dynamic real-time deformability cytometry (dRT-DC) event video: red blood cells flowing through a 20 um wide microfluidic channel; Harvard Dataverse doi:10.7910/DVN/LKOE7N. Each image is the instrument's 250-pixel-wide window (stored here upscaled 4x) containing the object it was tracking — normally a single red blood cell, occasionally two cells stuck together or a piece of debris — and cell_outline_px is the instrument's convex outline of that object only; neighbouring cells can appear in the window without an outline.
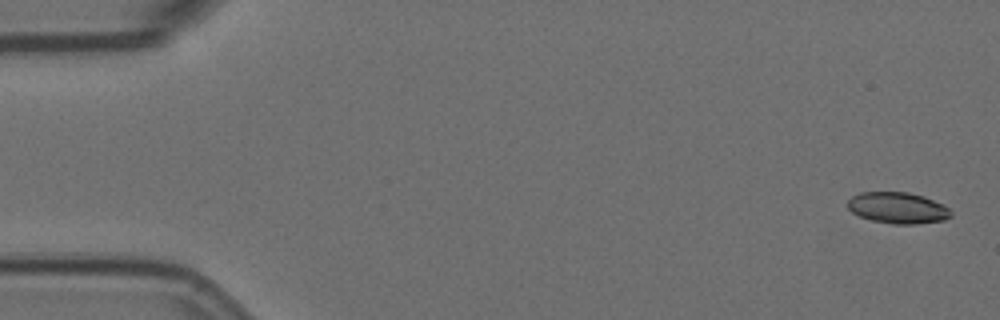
{"species": "Egyptian fruit bat (a non-hibernating species)", "species_latin": "Rousettus aegyptiacus", "temperature_condition": "room temperature", "stored_images_in_passage": 15, "camera_frame_rate_fps": 3000, "um_per_image_px": 0.085, "animal": {"sex": "female"}, "frame": {"image": 1, "passage_image": 1, "time_ms": 0.0, "image_size_px": [1000, 320], "cell_outline_px": [[952, 216], [944, 220], [916, 224], [892, 224], [872, 220], [860, 216], [852, 212], [848, 208], [848, 200], [852, 196], [860, 192], [908, 192], [924, 196], [948, 208], [952, 212]], "centroid_in_image_um": [76.3, 17.67], "position_along_channel_um": 8.7, "area_um2": 18.73}}
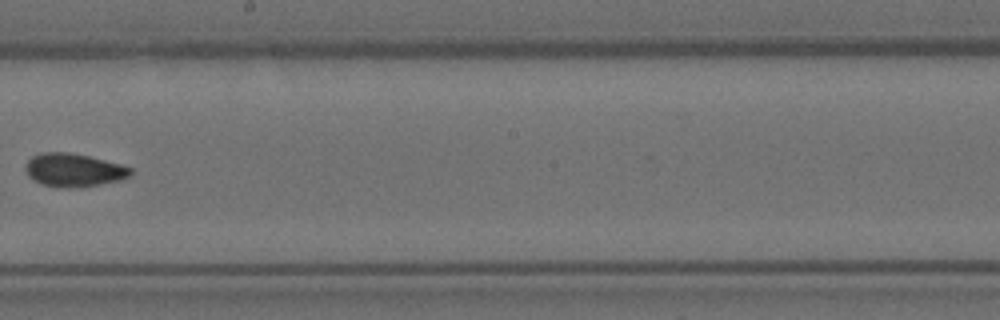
{"frame": {"image": 2, "passage_image": 9, "time_ms": 2.667, "image_size_px": [1000, 320], "cell_outline_px": [[132, 172], [128, 176], [120, 180], [100, 184], [76, 188], [60, 188], [40, 184], [28, 176], [24, 168], [24, 164], [32, 156], [44, 152], [68, 152], [88, 156], [120, 164], [132, 168]], "centroid_in_image_um": [6.22, 14.46], "position_along_channel_um": 242.0, "area_um2": 20.46}}
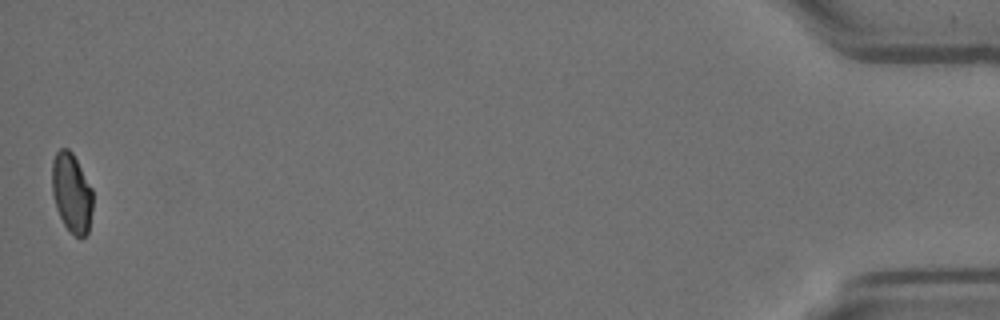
{"frame": {"image": 3, "passage_image": 15, "time_ms": 4.667, "image_size_px": [1000, 320], "cell_outline_px": [[92, 212], [88, 232], [80, 240], [64, 224], [56, 208], [52, 192], [52, 160], [56, 152], [60, 148], [68, 148], [72, 152], [92, 188]], "centroid_in_image_um": [6.09, 16.38], "position_along_channel_um": 429.1, "area_um2": 18.84}}